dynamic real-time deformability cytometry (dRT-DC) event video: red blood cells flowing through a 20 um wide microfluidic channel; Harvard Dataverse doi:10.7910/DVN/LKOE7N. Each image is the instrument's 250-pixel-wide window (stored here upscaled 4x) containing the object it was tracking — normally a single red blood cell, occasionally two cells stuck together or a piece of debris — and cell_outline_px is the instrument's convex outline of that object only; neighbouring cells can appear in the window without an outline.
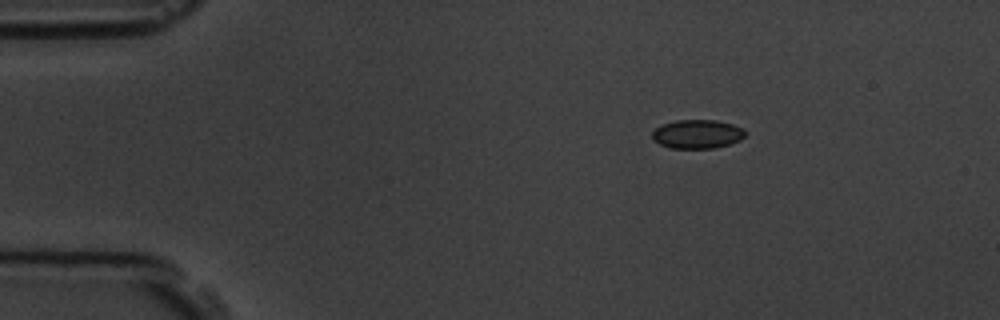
{"species": "common noctule bat (a hibernating species)", "species_latin": "Nyctalus noctula", "temperature_condition": "room temperature", "stored_images_in_passage": 6, "camera_frame_rate_fps": 3000, "um_per_image_px": 0.085, "animal": {"sex": "male", "body_mass_g": 19.5, "forearm_length_mm": 54.6}, "frame": {"image": 1, "passage_image": 6, "time_ms": 6.667, "image_size_px": [1000, 320], "cell_outline_px": [[744, 136], [740, 140], [716, 148], [672, 148], [660, 144], [652, 140], [652, 132], [656, 128], [664, 124], [676, 120], [716, 120], [732, 124], [744, 128]], "centroid_in_image_um": [59.26, 11.39], "position_along_channel_um": 25.7, "area_um2": 15.55}}